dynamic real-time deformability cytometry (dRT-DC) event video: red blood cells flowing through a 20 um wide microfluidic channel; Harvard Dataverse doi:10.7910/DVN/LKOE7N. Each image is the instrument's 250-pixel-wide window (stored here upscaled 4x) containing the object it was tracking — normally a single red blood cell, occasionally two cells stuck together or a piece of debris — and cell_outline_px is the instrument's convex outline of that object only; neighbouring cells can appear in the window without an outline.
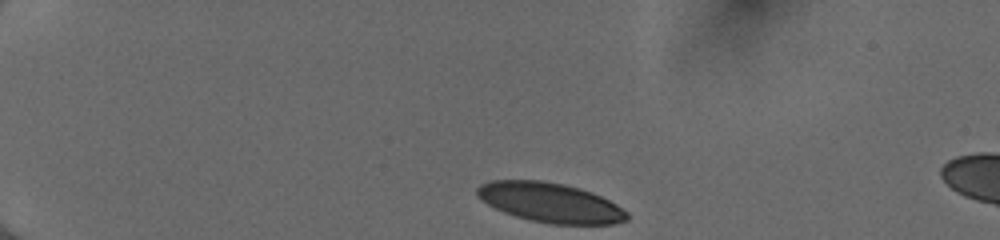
{"species": "human", "species_latin": "Homo sapiens", "temperature_condition": "cold", "stored_images_in_passage": 6, "camera_frame_rate_fps": 3000, "um_per_image_px": 0.085, "donor": {"sex": "female"}, "frame": {"image": 1, "passage_image": 1, "time_ms": 0.0, "image_size_px": [1000, 240], "cell_outline_px": [[628, 220], [612, 224], [548, 224], [516, 216], [504, 212], [480, 200], [476, 196], [476, 188], [480, 184], [492, 180], [540, 180], [564, 184], [580, 188], [592, 192], [616, 204], [628, 212]], "centroid_in_image_um": [46.76, 17.21], "position_along_channel_um": 38.2, "area_um2": 34.62}}